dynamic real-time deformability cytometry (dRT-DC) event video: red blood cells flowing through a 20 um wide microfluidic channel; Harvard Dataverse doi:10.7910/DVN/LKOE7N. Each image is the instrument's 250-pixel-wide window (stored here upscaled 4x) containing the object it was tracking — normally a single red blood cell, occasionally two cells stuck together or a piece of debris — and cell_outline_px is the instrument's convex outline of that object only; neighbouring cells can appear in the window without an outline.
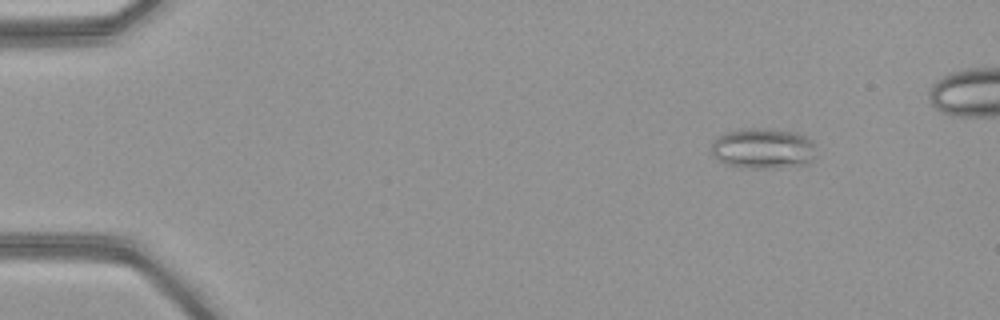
{"species": "common noctule bat (a hibernating species)", "species_latin": "Nyctalus noctula", "temperature_condition": "warm", "stored_images_in_passage": 45, "camera_frame_rate_fps": 3000, "um_per_image_px": 0.085, "animal": {"sex": "female", "body_mass_g": 21.9}, "frame": {"image": 1, "passage_image": 3, "time_ms": 0.667, "image_size_px": [1000, 320], "cell_outline_px": [[816, 156], [808, 164], [776, 168], [740, 168], [724, 164], [712, 156], [712, 144], [720, 136], [728, 132], [740, 128], [764, 128], [796, 132], [808, 136], [816, 144]], "centroid_in_image_um": [64.91, 12.63], "position_along_channel_um": 20.1, "area_um2": 25.32}}
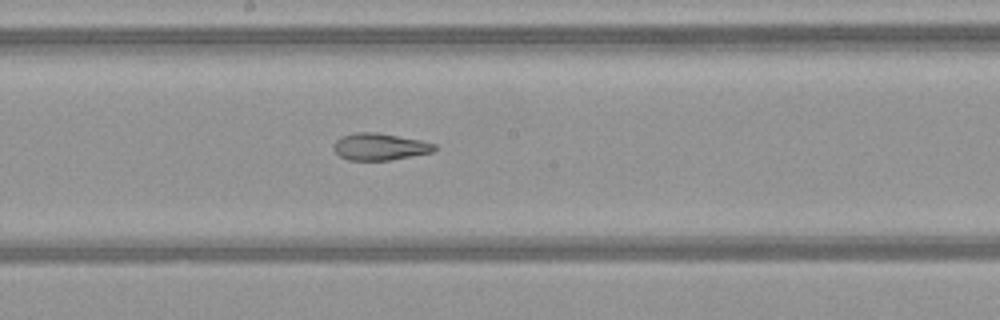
{"frame": {"image": 2, "passage_image": 25, "time_ms": 8.0, "image_size_px": [1000, 320], "cell_outline_px": [[436, 148], [432, 152], [392, 160], [348, 160], [340, 156], [332, 148], [332, 144], [340, 136], [356, 132], [376, 132], [420, 140], [436, 144]], "centroid_in_image_um": [32.24, 12.47], "position_along_channel_um": 216.0, "area_um2": 15.9}}
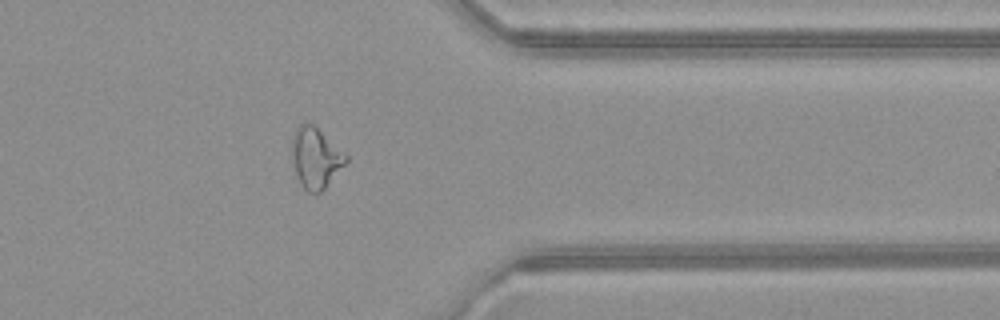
{"frame": {"image": 3, "passage_image": 38, "time_ms": 12.333, "image_size_px": [1000, 320], "cell_outline_px": [[348, 160], [324, 188], [320, 192], [308, 192], [300, 184], [296, 176], [292, 160], [292, 136], [296, 128], [300, 124], [308, 120], [348, 156]], "centroid_in_image_um": [26.79, 13.39], "position_along_channel_um": 384.6, "area_um2": 18.84}}